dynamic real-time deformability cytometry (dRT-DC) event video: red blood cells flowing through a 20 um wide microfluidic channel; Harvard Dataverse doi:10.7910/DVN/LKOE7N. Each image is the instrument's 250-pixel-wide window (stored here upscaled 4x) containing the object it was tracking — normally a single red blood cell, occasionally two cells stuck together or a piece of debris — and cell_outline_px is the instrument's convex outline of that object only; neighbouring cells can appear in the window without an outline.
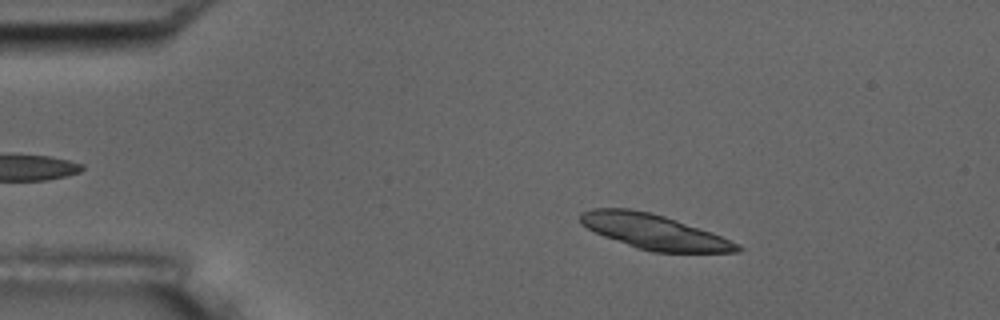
{"species": "common noctule bat (a hibernating species)", "species_latin": "Nyctalus noctula", "temperature_condition": "room temperature", "stored_images_in_passage": 55, "camera_frame_rate_fps": 3000, "um_per_image_px": 0.085, "animal": {"sex": "male", "body_mass_g": 17.5, "forearm_length_mm": 52.3}, "frame": {"image": 1, "passage_image": 9, "time_ms": 2.667, "image_size_px": [1000, 320], "cell_outline_px": [[744, 248], [740, 252], [652, 252], [636, 248], [604, 236], [580, 224], [580, 212], [592, 208], [628, 208], [648, 212], [664, 216], [712, 232], [740, 244]], "centroid_in_image_um": [55.6, 19.7], "position_along_channel_um": 29.4, "area_um2": 31.85}, "authors_computed_cell_mechanics": {"area_um2": 20.1144, "velocity_mm_per_s": 3.5261, "shape_relaxation_time_tau1_ms": 4.1004, "shape_relaxation_time_tau2_ms": null, "deformation_change_tau1": 0.0851, "deformation_change_tau2": null}}